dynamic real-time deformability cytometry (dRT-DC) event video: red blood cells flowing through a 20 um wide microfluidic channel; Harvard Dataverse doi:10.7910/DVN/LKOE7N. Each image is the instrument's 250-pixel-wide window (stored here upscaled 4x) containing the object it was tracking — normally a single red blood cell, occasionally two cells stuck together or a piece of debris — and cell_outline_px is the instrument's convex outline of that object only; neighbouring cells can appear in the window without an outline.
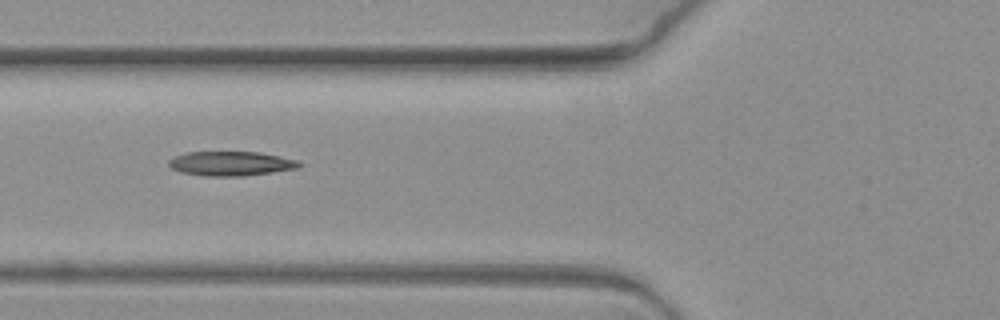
{"species": "common noctule bat (a hibernating species)", "species_latin": "Nyctalus noctula", "temperature_condition": "warm", "stored_images_in_passage": 6, "camera_frame_rate_fps": 3000, "um_per_image_px": 0.085, "animal": {"sex": "female", "body_mass_g": 19.3, "forearm_length_mm": 54.1}, "frame": {"image": 1, "passage_image": 3, "time_ms": 0.667, "image_size_px": [1000, 320], "cell_outline_px": [[304, 164], [296, 168], [272, 172], [240, 176], [204, 176], [180, 172], [172, 168], [168, 164], [168, 160], [176, 156], [188, 152], [260, 152], [280, 156], [296, 160]], "centroid_in_image_um": [19.62, 13.9], "position_along_channel_um": 106.2, "area_um2": 18.44}}
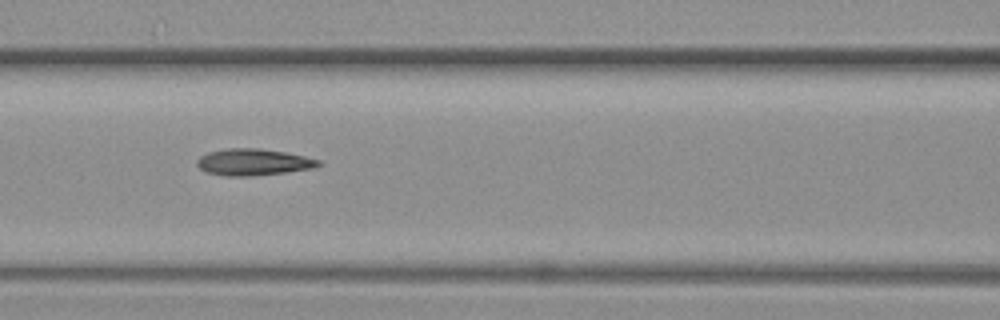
{"frame": {"image": 2, "passage_image": 4, "time_ms": 1.0, "image_size_px": [1000, 320], "cell_outline_px": [[320, 164], [312, 168], [284, 172], [252, 176], [224, 176], [204, 172], [196, 164], [196, 160], [200, 156], [208, 152], [228, 148], [256, 148], [284, 152], [304, 156], [320, 160]], "centroid_in_image_um": [21.46, 13.78], "position_along_channel_um": 145.1, "area_um2": 18.73}}
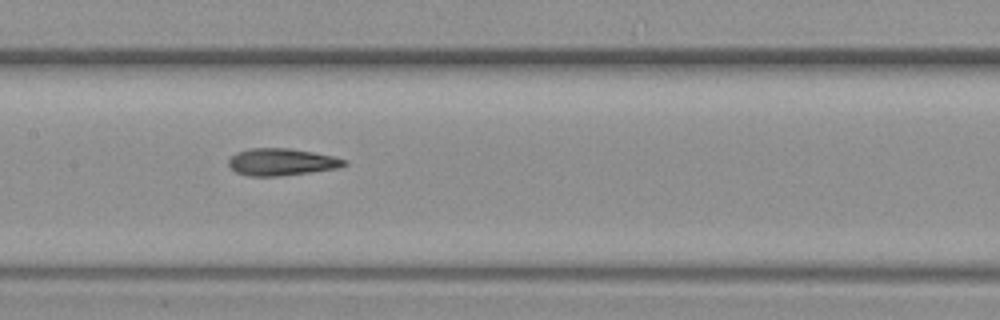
{"frame": {"image": 3, "passage_image": 5, "time_ms": 1.333, "image_size_px": [1000, 320], "cell_outline_px": [[348, 164], [340, 168], [280, 176], [248, 176], [236, 172], [228, 164], [228, 160], [236, 152], [248, 148], [288, 148], [312, 152], [332, 156], [348, 160]], "centroid_in_image_um": [23.94, 13.77], "position_along_channel_um": 183.5, "area_um2": 18.32}}